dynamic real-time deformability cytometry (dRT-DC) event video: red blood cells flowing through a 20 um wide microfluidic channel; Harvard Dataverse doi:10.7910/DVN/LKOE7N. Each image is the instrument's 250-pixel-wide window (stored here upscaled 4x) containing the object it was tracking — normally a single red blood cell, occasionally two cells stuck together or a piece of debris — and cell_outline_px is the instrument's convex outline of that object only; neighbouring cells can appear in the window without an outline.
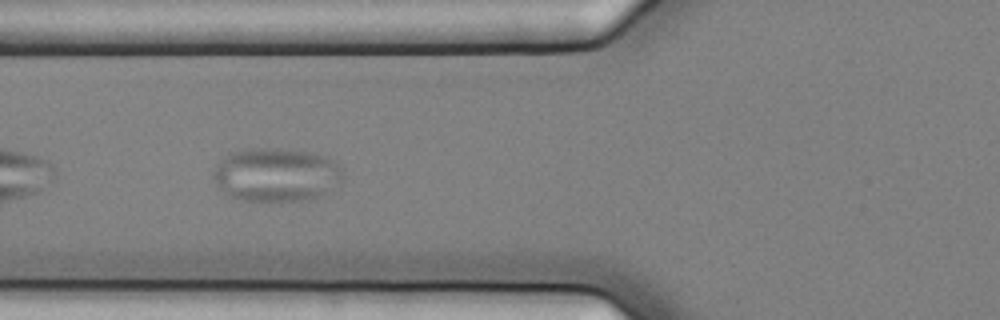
{"species": "common noctule bat (a hibernating species)", "species_latin": "Nyctalus noctula", "temperature_condition": "cold", "stored_images_in_passage": 7, "camera_frame_rate_fps": 3000, "um_per_image_px": 0.085, "animal": {"sex": "female", "body_mass_g": 25.1}, "frame": {"image": 1, "passage_image": 6, "time_ms": 1.667, "image_size_px": [1000, 320], "cell_outline_px": [[344, 168], [340, 180], [328, 192], [320, 196], [308, 200], [268, 204], [236, 200], [228, 196], [216, 184], [212, 176], [216, 164], [224, 156], [232, 152], [252, 148], [280, 148], [308, 152], [324, 156], [332, 160]], "centroid_in_image_um": [23.44, 14.9], "position_along_channel_um": 102.4, "area_um2": 41.56}}
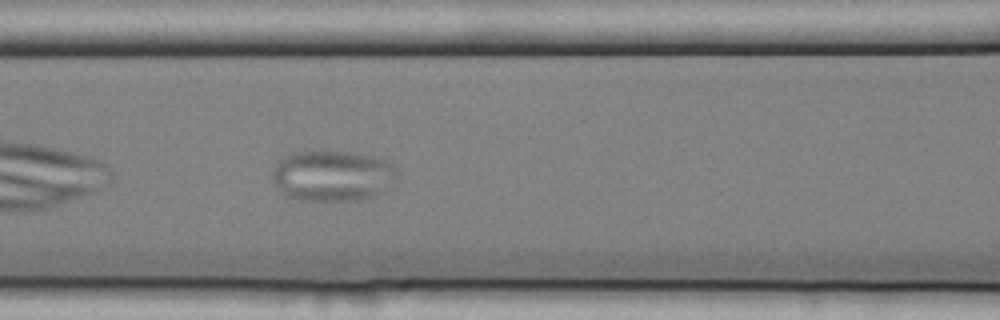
{"frame": {"image": 2, "passage_image": 7, "time_ms": 2.0, "image_size_px": [1000, 320], "cell_outline_px": [[396, 176], [384, 192], [372, 196], [356, 200], [300, 200], [288, 196], [276, 184], [272, 176], [272, 172], [276, 164], [284, 156], [292, 152], [348, 152], [372, 156], [384, 160], [392, 164], [396, 168]], "centroid_in_image_um": [28.27, 14.94], "position_along_channel_um": 138.3, "area_um2": 36.36}}